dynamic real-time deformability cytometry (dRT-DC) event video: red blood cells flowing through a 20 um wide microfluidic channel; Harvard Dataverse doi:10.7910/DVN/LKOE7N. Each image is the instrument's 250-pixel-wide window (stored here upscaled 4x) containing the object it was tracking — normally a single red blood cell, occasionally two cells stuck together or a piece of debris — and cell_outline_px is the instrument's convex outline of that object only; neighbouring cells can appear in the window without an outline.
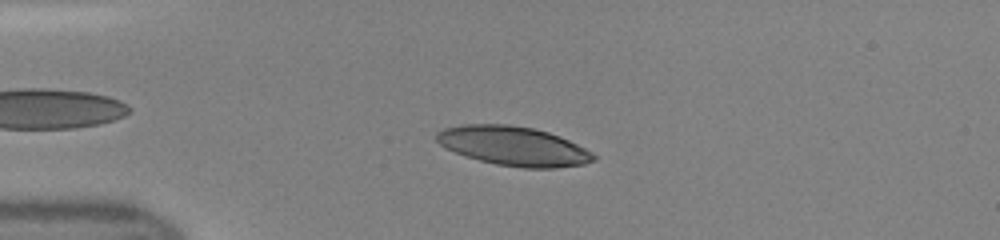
{"species": "human", "species_latin": "Homo sapiens", "temperature_condition": "room temperature", "stored_images_in_passage": 36, "camera_frame_rate_fps": 3000, "um_per_image_px": 0.085, "donor": {"sex": "female"}, "frame": {"image": 1, "passage_image": 8, "time_ms": 2.333, "image_size_px": [1000, 240], "cell_outline_px": [[596, 160], [584, 164], [556, 168], [524, 168], [496, 164], [480, 160], [456, 152], [440, 144], [436, 140], [436, 132], [444, 128], [460, 124], [512, 124], [536, 128], [560, 136], [592, 152], [596, 156]], "centroid_in_image_um": [43.66, 12.4], "position_along_channel_um": 41.3, "area_um2": 35.89}}
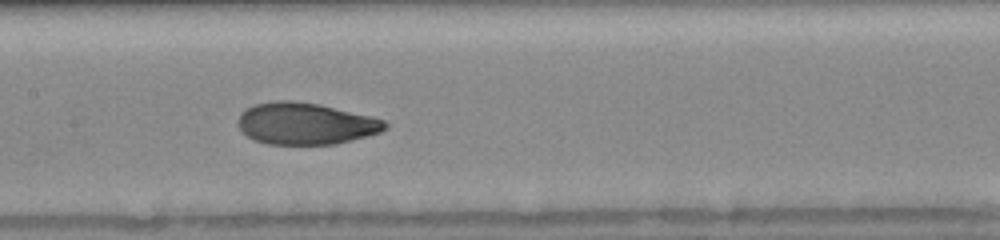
{"frame": {"image": 2, "passage_image": 20, "time_ms": 6.333, "image_size_px": [1000, 240], "cell_outline_px": [[388, 128], [380, 132], [336, 144], [268, 144], [252, 140], [236, 124], [236, 120], [240, 112], [244, 108], [252, 104], [272, 100], [296, 100], [320, 104], [372, 116], [384, 120], [388, 124]], "centroid_in_image_um": [25.92, 10.48], "position_along_channel_um": 181.5, "area_um2": 36.3}}
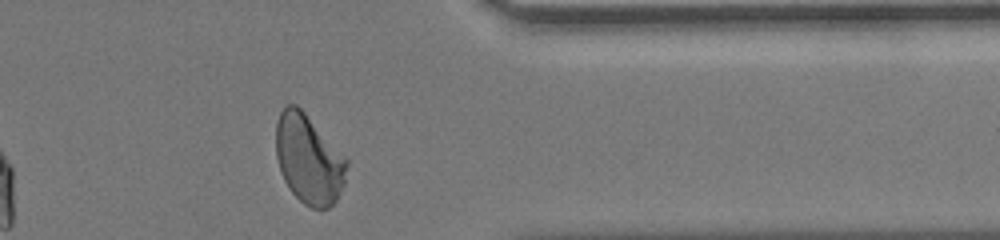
{"frame": {"image": 3, "passage_image": 35, "time_ms": 11.333, "image_size_px": [1000, 240], "cell_outline_px": [[348, 164], [344, 184], [336, 200], [328, 208], [312, 208], [304, 204], [292, 192], [284, 180], [276, 156], [276, 124], [280, 112], [288, 104], [296, 104], [304, 112], [348, 160]], "centroid_in_image_um": [26.24, 13.54], "position_along_channel_um": 385.2, "area_um2": 36.36}}